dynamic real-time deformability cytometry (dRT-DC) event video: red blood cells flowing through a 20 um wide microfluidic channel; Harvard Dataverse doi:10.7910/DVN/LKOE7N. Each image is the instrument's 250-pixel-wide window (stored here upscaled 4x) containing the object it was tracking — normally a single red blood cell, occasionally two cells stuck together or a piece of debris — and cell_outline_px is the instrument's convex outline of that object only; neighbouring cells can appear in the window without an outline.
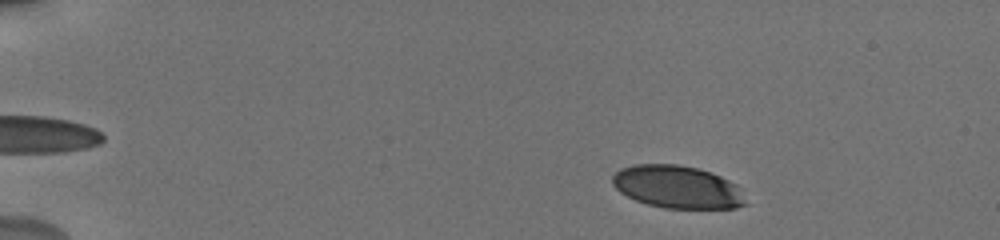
{"species": "human", "species_latin": "Homo sapiens", "temperature_condition": "cold", "stored_images_in_passage": 26, "camera_frame_rate_fps": 3000, "um_per_image_px": 0.085, "donor": {"sex": "male"}, "frame": {"image": 1, "passage_image": 4, "time_ms": 1.333, "image_size_px": [1000, 240], "cell_outline_px": [[748, 204], [736, 208], [664, 208], [648, 204], [636, 200], [620, 192], [612, 184], [612, 176], [620, 168], [632, 164], [676, 164], [700, 168], [712, 172], [736, 184], [740, 188]], "centroid_in_image_um": [57.59, 15.88], "position_along_channel_um": 27.4, "area_um2": 33.35}}
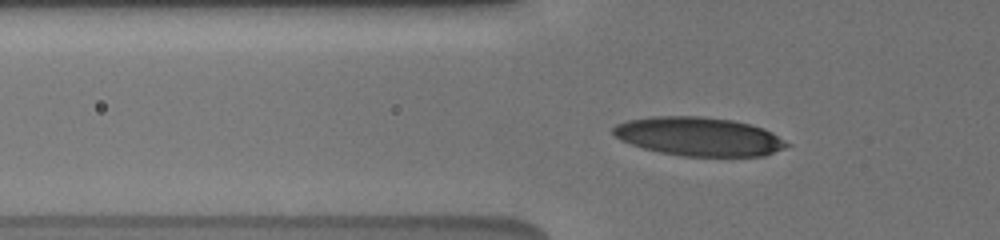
{"frame": {"image": 2, "passage_image": 19, "time_ms": 5.0, "image_size_px": [1000, 240], "cell_outline_px": [[792, 144], [784, 148], [764, 156], [684, 156], [660, 152], [644, 148], [620, 140], [612, 136], [612, 128], [616, 124], [628, 120], [652, 116], [700, 116], [732, 120], [764, 128], [772, 132]], "centroid_in_image_um": [59.39, 11.6], "position_along_channel_um": 66.4, "area_um2": 39.25}}
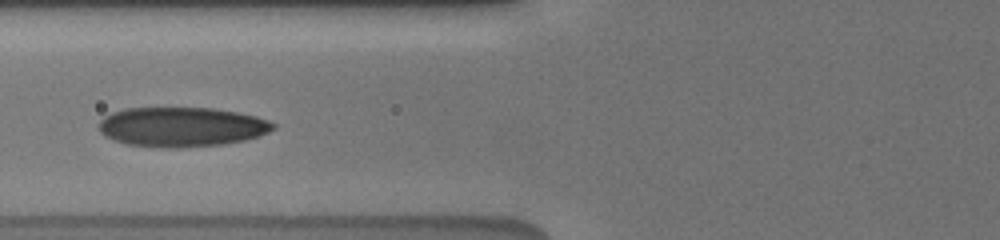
{"frame": {"image": 3, "passage_image": 25, "time_ms": 6.333, "image_size_px": [1000, 240], "cell_outline_px": [[276, 128], [260, 136], [244, 140], [220, 144], [180, 148], [164, 148], [128, 144], [104, 136], [96, 128], [100, 120], [104, 116], [112, 112], [124, 108], [212, 108], [236, 112], [256, 116], [268, 120], [276, 124]], "centroid_in_image_um": [15.42, 10.78], "position_along_channel_um": 110.4, "area_um2": 40.4}}